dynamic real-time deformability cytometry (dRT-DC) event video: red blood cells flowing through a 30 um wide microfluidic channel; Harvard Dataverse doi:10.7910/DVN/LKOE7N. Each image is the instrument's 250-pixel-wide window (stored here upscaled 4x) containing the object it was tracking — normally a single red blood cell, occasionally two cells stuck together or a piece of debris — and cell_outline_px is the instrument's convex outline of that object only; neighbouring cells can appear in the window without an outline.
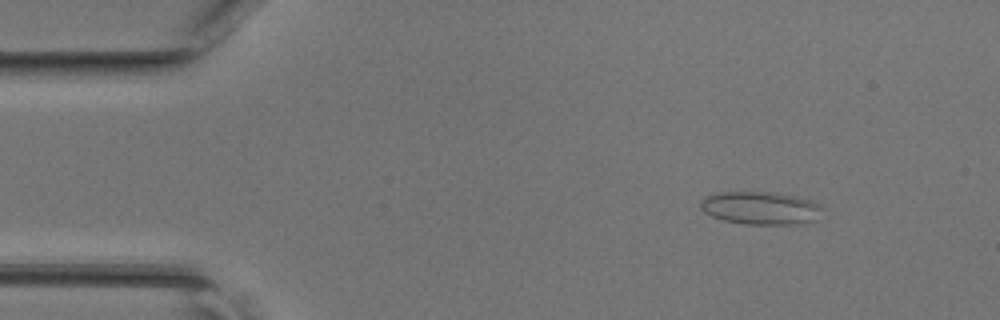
{"species": "common noctule bat (a hibernating species)", "species_latin": "Nyctalus noctula", "temperature_condition": "room temperature", "stored_images_in_passage": 45, "camera_frame_rate_fps": 3000, "um_per_image_px": 0.085, "animal": {"sex": "female", "body_mass_g": 17.0, "forearm_length_mm": 48.0}, "frame": {"image": 1, "passage_image": 5, "time_ms": 1.333, "image_size_px": [1000, 320], "cell_outline_px": [[820, 208], [816, 220], [796, 224], [744, 224], [724, 220], [712, 216], [704, 212], [700, 208], [700, 204], [708, 196], [716, 192], [776, 192], [796, 196], [812, 200], [820, 204]], "centroid_in_image_um": [64.65, 17.67], "position_along_channel_um": 20.4, "area_um2": 23.24}}
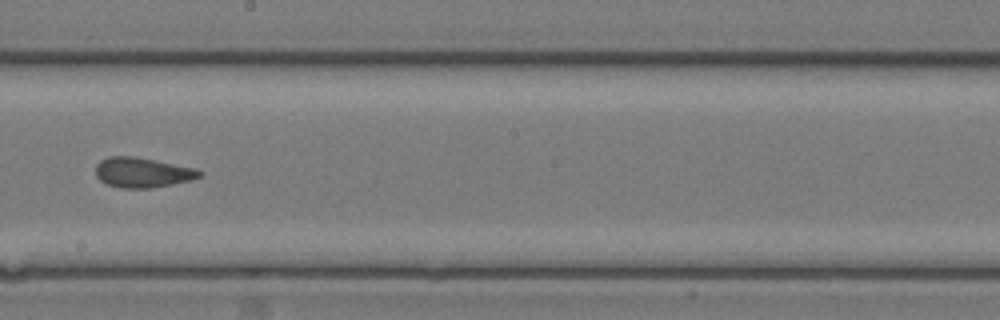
{"frame": {"image": 2, "passage_image": 25, "time_ms": 8.0, "image_size_px": [1000, 320], "cell_outline_px": [[204, 172], [200, 176], [192, 180], [152, 188], [120, 188], [104, 184], [96, 176], [96, 164], [100, 160], [108, 156], [132, 156], [156, 160], [196, 168]], "centroid_in_image_um": [12.1, 14.66], "position_along_channel_um": 236.1, "area_um2": 18.38}}
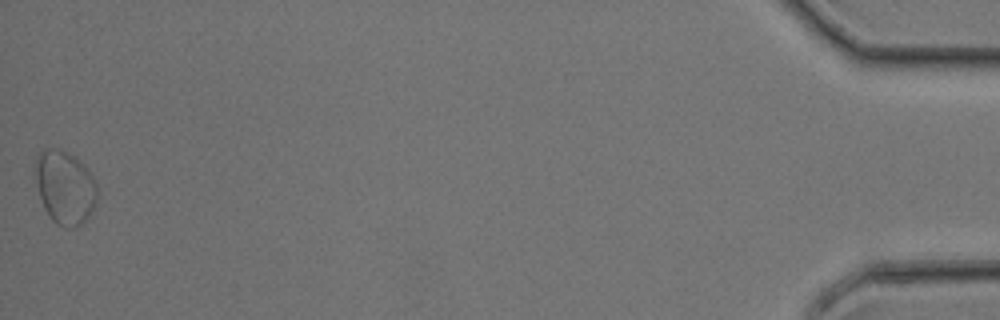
{"frame": {"image": 3, "passage_image": 45, "time_ms": 14.667, "image_size_px": [1000, 320], "cell_outline_px": [[96, 204], [92, 212], [80, 224], [72, 228], [64, 228], [56, 224], [48, 216], [44, 208], [32, 172], [36, 156], [44, 148], [60, 148], [68, 152], [84, 164], [88, 168], [96, 184]], "centroid_in_image_um": [5.48, 15.9], "position_along_channel_um": 429.7, "area_um2": 26.99}}